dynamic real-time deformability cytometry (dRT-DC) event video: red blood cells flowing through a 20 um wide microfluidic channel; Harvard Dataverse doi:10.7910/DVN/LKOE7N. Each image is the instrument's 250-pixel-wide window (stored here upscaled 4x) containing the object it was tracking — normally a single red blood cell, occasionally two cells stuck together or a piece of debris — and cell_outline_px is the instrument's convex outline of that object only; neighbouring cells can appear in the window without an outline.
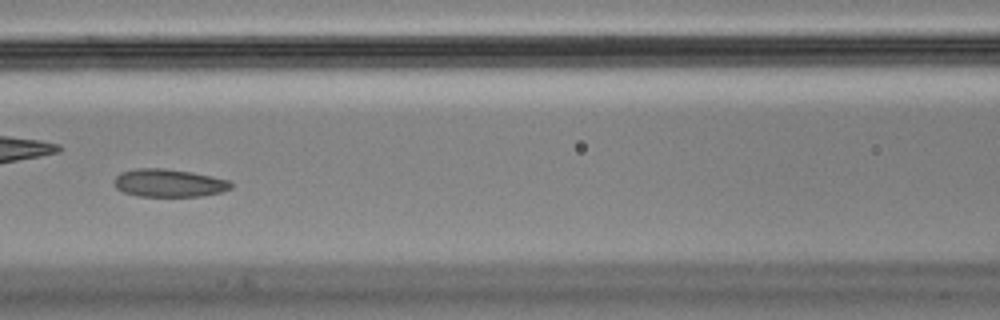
{"species": "Egyptian fruit bat (a non-hibernating species)", "species_latin": "Rousettus aegyptiacus", "temperature_condition": "cold", "stored_images_in_passage": 57, "camera_frame_rate_fps": 3000, "um_per_image_px": 0.085, "animal": {"sex": "male"}, "frame": {"image": 1, "passage_image": 25, "time_ms": 8.0, "image_size_px": [1000, 320], "cell_outline_px": [[232, 188], [220, 192], [200, 196], [140, 196], [124, 192], [116, 188], [116, 176], [120, 172], [136, 168], [164, 168], [192, 172], [212, 176], [228, 180], [232, 184]], "centroid_in_image_um": [14.37, 15.54], "position_along_channel_um": 152.2, "area_um2": 18.84}, "authors_computed_cell_mechanics": {"area_um2": 19.7098, "velocity_mm_per_s": 3.5782, "shape_relaxation_time_tau1_ms": null, "shape_relaxation_time_tau2_ms": 1.8123, "deformation_change_tau1": null, "deformation_change_tau2": 0.0673}}